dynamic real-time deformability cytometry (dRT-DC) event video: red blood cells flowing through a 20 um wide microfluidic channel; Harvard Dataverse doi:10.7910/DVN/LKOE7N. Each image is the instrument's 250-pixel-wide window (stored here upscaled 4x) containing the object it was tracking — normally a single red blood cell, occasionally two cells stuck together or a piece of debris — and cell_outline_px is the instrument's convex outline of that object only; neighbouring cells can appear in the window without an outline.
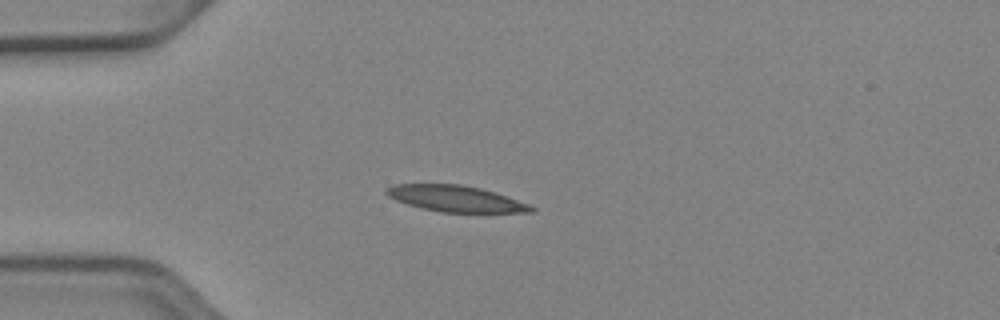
{"species": "Egyptian fruit bat (a non-hibernating species)", "species_latin": "Rousettus aegyptiacus", "temperature_condition": "cold", "stored_images_in_passage": 30, "camera_frame_rate_fps": 3000, "um_per_image_px": 0.085, "animal": {"sex": "female"}, "frame": {"image": 1, "passage_image": 1, "time_ms": 0.0, "image_size_px": [1000, 320], "cell_outline_px": [[536, 212], [440, 212], [420, 208], [396, 200], [388, 196], [384, 192], [384, 188], [396, 184], [460, 184], [480, 188], [496, 192], [528, 204], [536, 208]], "centroid_in_image_um": [38.71, 16.88], "position_along_channel_um": 46.3, "area_um2": 22.08}}
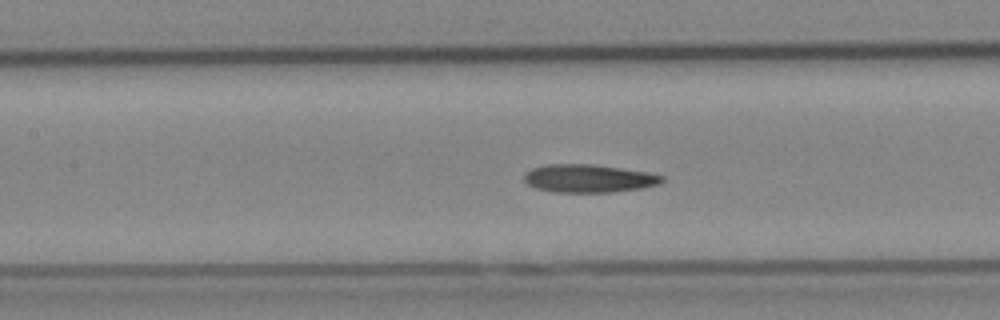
{"frame": {"image": 2, "passage_image": 11, "time_ms": 3.333, "image_size_px": [1000, 320], "cell_outline_px": [[664, 180], [656, 184], [644, 188], [612, 192], [552, 192], [536, 188], [528, 184], [524, 180], [524, 172], [532, 168], [548, 164], [592, 164], [648, 172], [664, 176]], "centroid_in_image_um": [50.02, 15.17], "position_along_channel_um": 157.4, "area_um2": 22.54}}
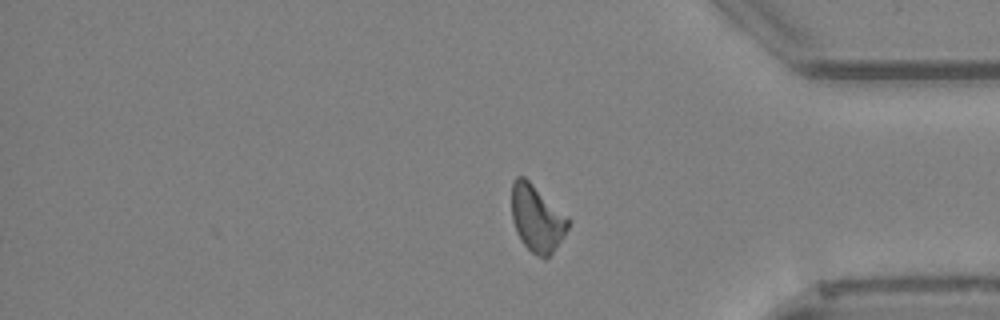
{"frame": {"image": 3, "passage_image": 30, "time_ms": 9.667, "image_size_px": [1000, 320], "cell_outline_px": [[572, 220], [564, 236], [552, 252], [544, 260], [536, 256], [520, 240], [516, 232], [512, 220], [512, 180], [516, 176], [524, 176], [568, 216]], "centroid_in_image_um": [45.64, 18.56], "position_along_channel_um": 389.6, "area_um2": 22.14}, "authors_computed_cell_mechanics": {"area_um2": 22.0218, "velocity_mm_per_s": 3.9197, "shape_relaxation_time_tau1_ms": 6.1609, "shape_relaxation_time_tau2_ms": 8.6173, "deformation_change_tau1": 0.155, "deformation_change_tau2": 0.2103}}